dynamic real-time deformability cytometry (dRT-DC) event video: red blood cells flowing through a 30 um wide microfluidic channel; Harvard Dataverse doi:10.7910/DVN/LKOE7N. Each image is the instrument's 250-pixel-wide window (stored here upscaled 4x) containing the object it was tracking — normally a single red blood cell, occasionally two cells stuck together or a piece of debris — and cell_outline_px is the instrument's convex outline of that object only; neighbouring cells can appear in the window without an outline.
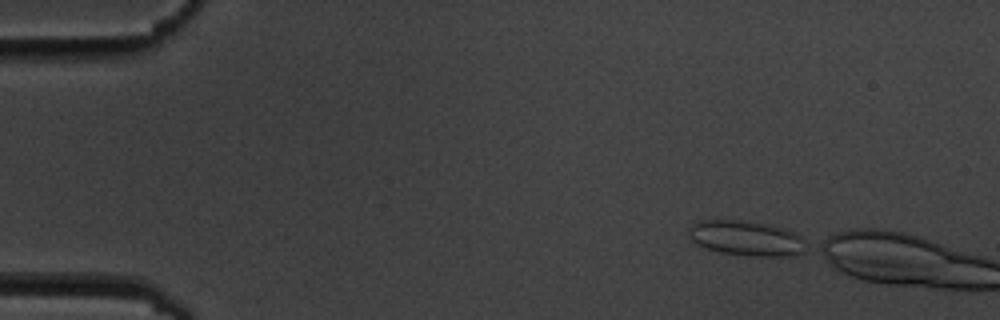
{"species": "common noctule bat (a hibernating species)", "species_latin": "Nyctalus noctula", "temperature_condition": "cold", "stored_images_in_passage": 4, "camera_frame_rate_fps": 3000, "um_per_image_px": 0.085, "animal": {"sex": "male", "body_mass_g": 19.5, "forearm_length_mm": 54.6}, "frame": {"image": 1, "passage_image": 1, "time_ms": 0.0, "image_size_px": [1000, 320], "cell_outline_px": [[808, 248], [804, 252], [788, 256], [752, 256], [720, 252], [704, 248], [696, 244], [688, 236], [688, 228], [696, 220], [744, 220], [772, 224], [796, 232], [800, 236]], "centroid_in_image_um": [63.42, 20.23], "position_along_channel_um": 21.6, "area_um2": 24.45}}